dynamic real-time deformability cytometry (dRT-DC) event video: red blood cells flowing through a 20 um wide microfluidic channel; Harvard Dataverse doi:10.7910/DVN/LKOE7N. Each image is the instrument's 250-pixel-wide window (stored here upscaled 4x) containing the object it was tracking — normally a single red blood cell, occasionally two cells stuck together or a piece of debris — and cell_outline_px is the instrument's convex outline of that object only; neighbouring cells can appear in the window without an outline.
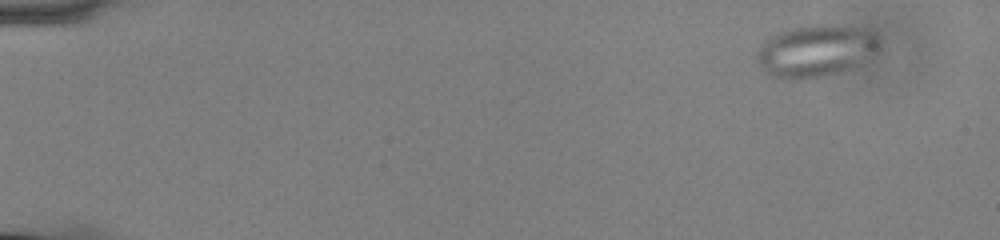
{"species": "common noctule bat (a hibernating species)", "species_latin": "Nyctalus noctula", "temperature_condition": "cold", "stored_images_in_passage": 53, "camera_frame_rate_fps": 3000, "um_per_image_px": 0.085, "animal": {"sex": "male", "body_mass_g": 13.0, "forearm_length_mm": 53.1}, "frame": {"image": 1, "passage_image": 1, "time_ms": 0.0, "image_size_px": [1000, 240], "cell_outline_px": [[884, 44], [880, 52], [852, 68], [844, 72], [832, 76], [808, 80], [792, 80], [776, 76], [768, 72], [756, 60], [756, 56], [764, 40], [780, 32], [792, 28], [812, 24], [848, 24], [864, 28], [880, 36]], "centroid_in_image_um": [69.5, 4.32], "position_along_channel_um": 15.5, "area_um2": 38.38}}
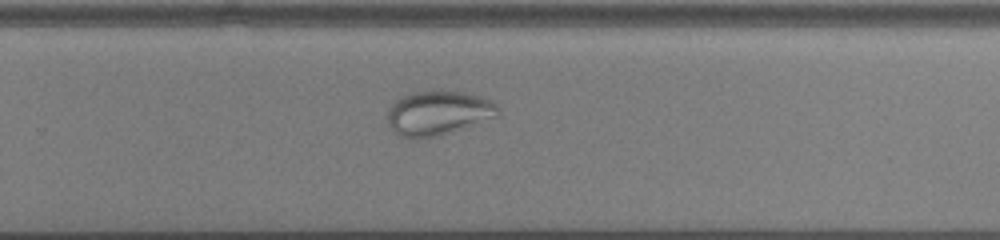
{"frame": {"image": 2, "passage_image": 35, "time_ms": 11.333, "image_size_px": [1000, 240], "cell_outline_px": [[500, 112], [496, 116], [440, 136], [416, 140], [400, 136], [388, 124], [388, 108], [396, 100], [412, 92], [432, 88], [460, 92], [480, 96], [496, 104], [500, 108]], "centroid_in_image_um": [37.21, 9.59], "position_along_channel_um": 292.6, "area_um2": 28.9}}
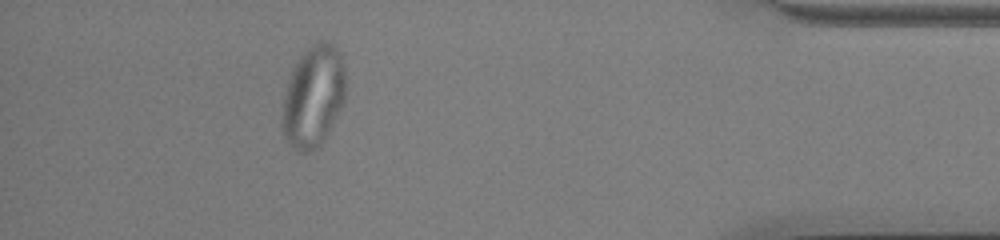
{"frame": {"image": 3, "passage_image": 48, "time_ms": 15.667, "image_size_px": [1000, 240], "cell_outline_px": [[344, 104], [324, 140], [312, 152], [300, 152], [292, 148], [284, 140], [280, 124], [280, 116], [284, 96], [288, 80], [300, 56], [312, 44], [320, 40], [328, 40], [340, 52], [344, 64]], "centroid_in_image_um": [26.61, 8.24], "position_along_channel_um": 408.6, "area_um2": 38.03}}